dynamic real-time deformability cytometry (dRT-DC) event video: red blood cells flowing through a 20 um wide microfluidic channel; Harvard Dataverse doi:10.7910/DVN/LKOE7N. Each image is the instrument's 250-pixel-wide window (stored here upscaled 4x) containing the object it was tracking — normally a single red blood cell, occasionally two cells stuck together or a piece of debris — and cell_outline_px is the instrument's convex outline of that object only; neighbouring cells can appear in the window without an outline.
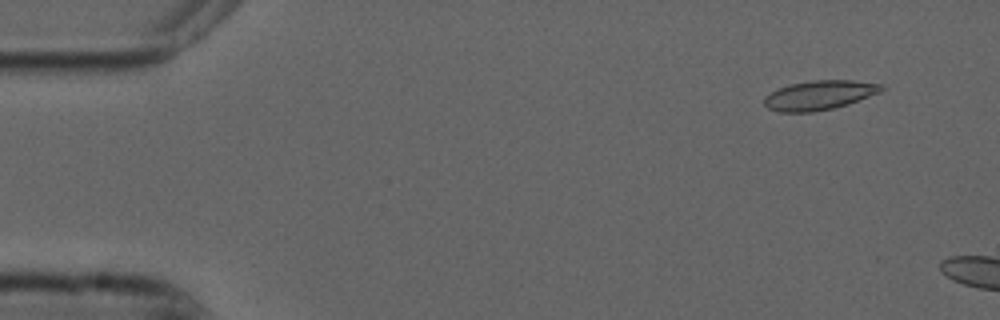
{"species": "common noctule bat (a hibernating species)", "species_latin": "Nyctalus noctula", "temperature_condition": "cold", "stored_images_in_passage": 21, "camera_frame_rate_fps": 3000, "um_per_image_px": 0.085, "animal": {"sex": "male", "forearm_length_mm": 52.5}, "frame": {"image": 1, "passage_image": 5, "time_ms": 1.333, "image_size_px": [1000, 320], "cell_outline_px": [[884, 88], [880, 92], [848, 104], [832, 108], [812, 112], [780, 112], [768, 108], [764, 104], [764, 96], [776, 88], [788, 84], [812, 80], [852, 80], [884, 84]], "centroid_in_image_um": [69.62, 8.08], "position_along_channel_um": 15.4, "area_um2": 20.17}}
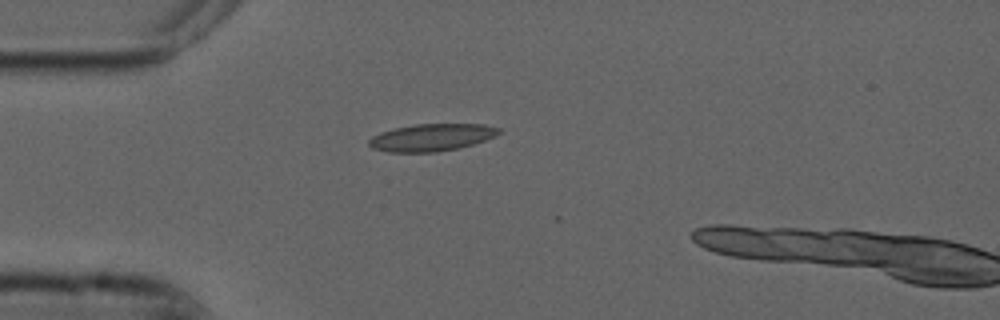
{"frame": {"image": 2, "passage_image": 15, "time_ms": 4.667, "image_size_px": [1000, 320], "cell_outline_px": [[500, 132], [496, 136], [472, 144], [456, 148], [436, 152], [388, 152], [372, 148], [368, 144], [368, 140], [372, 136], [380, 132], [396, 128], [416, 124], [484, 124], [500, 128]], "centroid_in_image_um": [36.66, 11.68], "position_along_channel_um": 48.3, "area_um2": 20.52}}
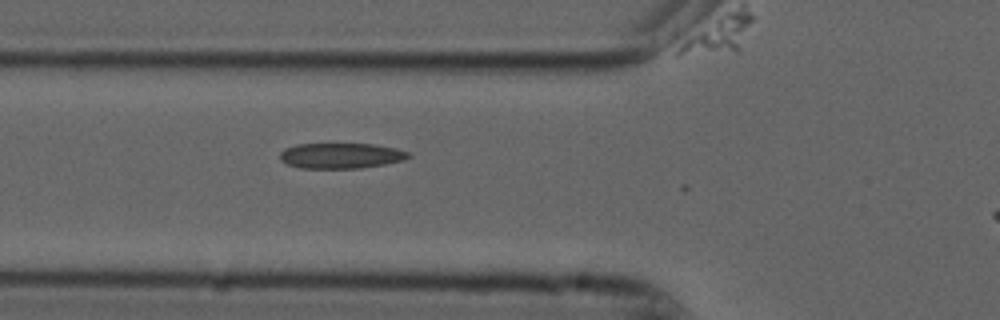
{"frame": {"image": 3, "passage_image": 20, "time_ms": 6.333, "image_size_px": [1000, 320], "cell_outline_px": [[412, 156], [404, 160], [384, 164], [360, 168], [300, 168], [288, 164], [280, 160], [280, 152], [284, 148], [296, 144], [372, 144], [396, 148], [408, 152]], "centroid_in_image_um": [28.97, 13.23], "position_along_channel_um": 96.8, "area_um2": 19.07}}